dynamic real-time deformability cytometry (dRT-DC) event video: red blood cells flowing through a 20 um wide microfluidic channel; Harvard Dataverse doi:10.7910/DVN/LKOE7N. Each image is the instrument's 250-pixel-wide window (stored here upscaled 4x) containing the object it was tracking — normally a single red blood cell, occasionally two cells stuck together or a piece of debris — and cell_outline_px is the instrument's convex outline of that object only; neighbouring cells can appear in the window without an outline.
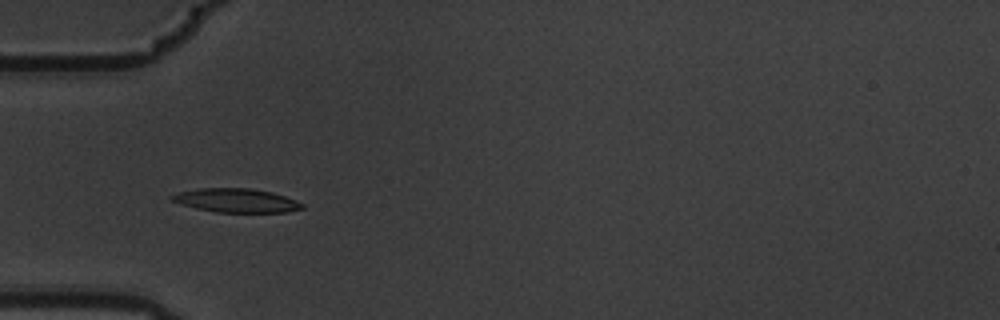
{"species": "common noctule bat (a hibernating species)", "species_latin": "Nyctalus noctula", "temperature_condition": "warm", "stored_images_in_passage": 6, "camera_frame_rate_fps": 3000, "um_per_image_px": 0.085, "animal": {"sex": "male", "body_mass_g": 19.5, "forearm_length_mm": 54.6}, "frame": {"image": 1, "passage_image": 5, "time_ms": 1.333, "image_size_px": [1000, 320], "cell_outline_px": [[304, 208], [288, 212], [216, 212], [196, 208], [180, 204], [172, 200], [168, 196], [180, 192], [200, 188], [248, 188], [272, 192], [296, 200], [304, 204]], "centroid_in_image_um": [20.09, 17.04], "position_along_channel_um": 64.9, "area_um2": 18.03}}
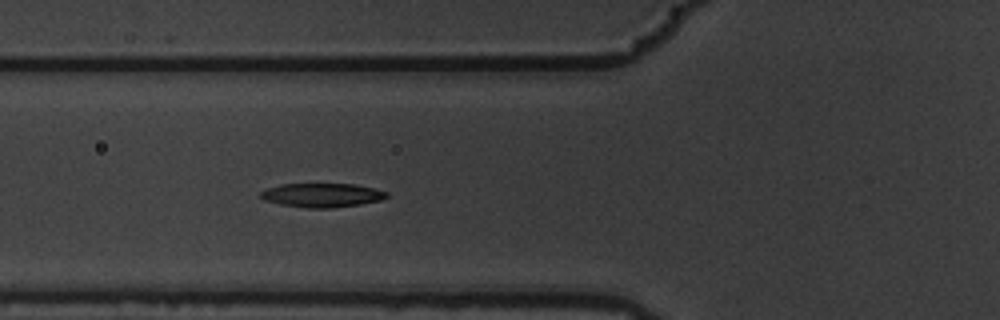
{"frame": {"image": 2, "passage_image": 6, "time_ms": 1.667, "image_size_px": [1000, 320], "cell_outline_px": [[388, 196], [380, 200], [360, 204], [332, 208], [308, 208], [280, 204], [264, 200], [260, 196], [260, 192], [268, 188], [280, 184], [352, 184], [372, 188], [388, 192]], "centroid_in_image_um": [27.35, 16.59], "position_along_channel_um": 98.5, "area_um2": 17.46}}